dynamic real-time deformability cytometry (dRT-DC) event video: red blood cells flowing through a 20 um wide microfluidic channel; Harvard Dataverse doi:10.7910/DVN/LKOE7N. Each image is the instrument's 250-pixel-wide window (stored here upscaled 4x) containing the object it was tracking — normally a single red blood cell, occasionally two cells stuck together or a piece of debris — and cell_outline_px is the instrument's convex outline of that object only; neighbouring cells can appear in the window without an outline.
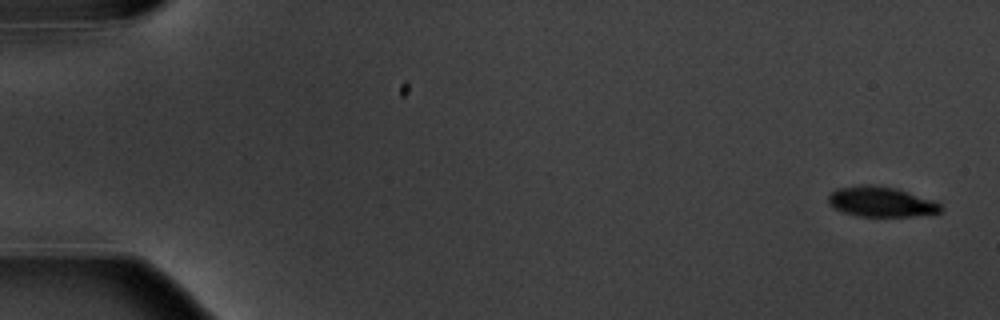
{"species": "common noctule bat (a hibernating species)", "species_latin": "Nyctalus noctula", "temperature_condition": "warm", "stored_images_in_passage": 6, "camera_frame_rate_fps": 3000, "um_per_image_px": 0.085, "animal": {"sex": "male", "body_mass_g": 20.1, "forearm_length_mm": 53.5}, "frame": {"image": 1, "passage_image": 1, "time_ms": 0.0, "image_size_px": [1000, 320], "cell_outline_px": [[944, 208], [940, 212], [912, 216], [860, 216], [844, 212], [832, 208], [828, 204], [828, 196], [836, 188], [860, 184], [868, 184], [896, 188], [932, 200], [940, 204]], "centroid_in_image_um": [74.84, 17.14], "position_along_channel_um": 10.2, "area_um2": 19.71}}
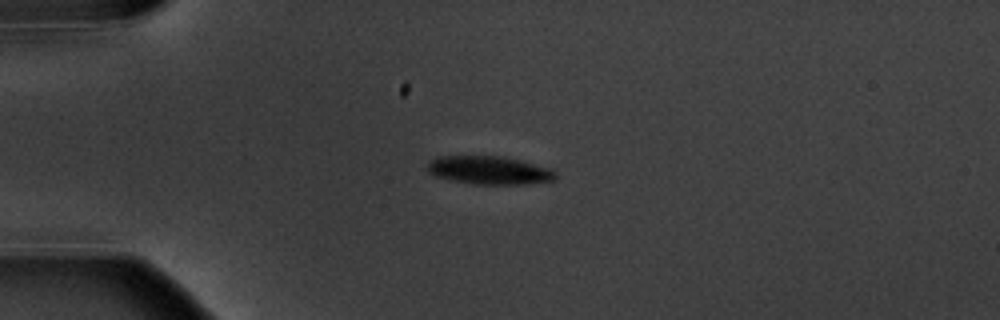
{"frame": {"image": 2, "passage_image": 4, "time_ms": 4.333, "image_size_px": [1000, 320], "cell_outline_px": [[556, 180], [528, 184], [476, 184], [452, 180], [436, 176], [428, 172], [428, 164], [432, 160], [440, 156], [500, 156], [520, 160], [552, 168], [556, 172]], "centroid_in_image_um": [41.65, 14.47], "position_along_channel_um": 43.4, "area_um2": 21.04}}